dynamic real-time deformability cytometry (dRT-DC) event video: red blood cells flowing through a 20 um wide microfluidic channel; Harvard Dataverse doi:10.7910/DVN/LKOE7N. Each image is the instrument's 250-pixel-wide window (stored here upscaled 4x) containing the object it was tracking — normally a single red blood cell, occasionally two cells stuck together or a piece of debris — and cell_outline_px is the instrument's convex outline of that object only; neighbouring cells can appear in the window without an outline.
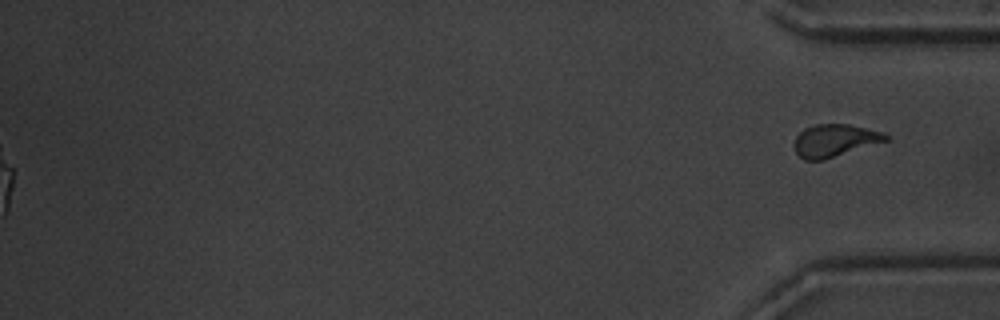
{"species": "common noctule bat (a hibernating species)", "species_latin": "Nyctalus noctula", "temperature_condition": "warm", "stored_images_in_passage": 52, "segment_of_instrument_passage": [2, 2], "camera_frame_rate_fps": 3000, "um_per_image_px": 0.085, "animal": {"sex": "male", "body_mass_g": 20.1, "forearm_length_mm": 53.5}, "frame": {"image": 1, "passage_image": 52, "time_ms": 17.0, "image_size_px": [1000, 320], "cell_outline_px": [[888, 140], [824, 160], [804, 160], [796, 152], [792, 144], [796, 136], [804, 128], [812, 124], [848, 124], [880, 132], [888, 136]], "centroid_in_image_um": [70.87, 11.94], "position_along_channel_um": 364.3, "area_um2": 17.22}}